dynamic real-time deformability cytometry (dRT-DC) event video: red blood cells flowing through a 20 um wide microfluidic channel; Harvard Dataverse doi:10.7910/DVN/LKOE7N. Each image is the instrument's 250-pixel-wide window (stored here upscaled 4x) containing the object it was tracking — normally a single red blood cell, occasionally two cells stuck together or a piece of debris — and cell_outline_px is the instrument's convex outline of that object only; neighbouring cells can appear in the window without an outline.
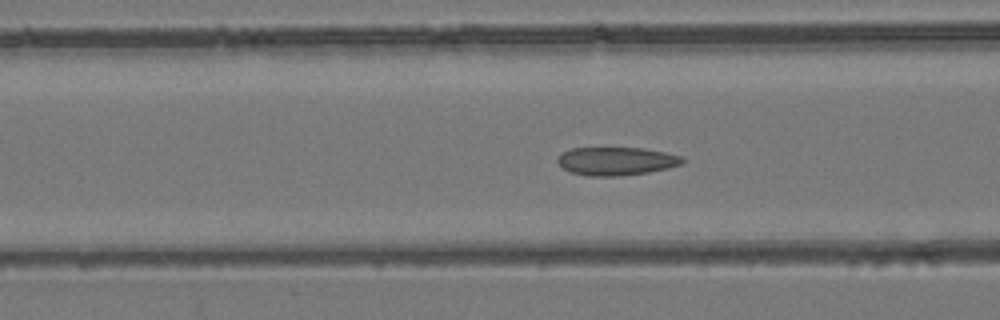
{"species": "common noctule bat (a hibernating species)", "species_latin": "Nyctalus noctula", "temperature_condition": "room temperature", "stored_images_in_passage": 55, "camera_frame_rate_fps": 3000, "um_per_image_px": 0.085, "animal": {"sex": "female", "body_mass_g": 24.6, "forearm_length_mm": 56.2}, "frame": {"image": 1, "passage_image": 22, "time_ms": 7.0, "image_size_px": [1000, 320], "cell_outline_px": [[684, 160], [680, 164], [668, 168], [648, 172], [616, 176], [588, 176], [572, 172], [564, 168], [556, 160], [556, 156], [560, 152], [572, 148], [644, 148], [684, 156]], "centroid_in_image_um": [52.36, 13.68], "position_along_channel_um": 114.2, "area_um2": 20.52}}
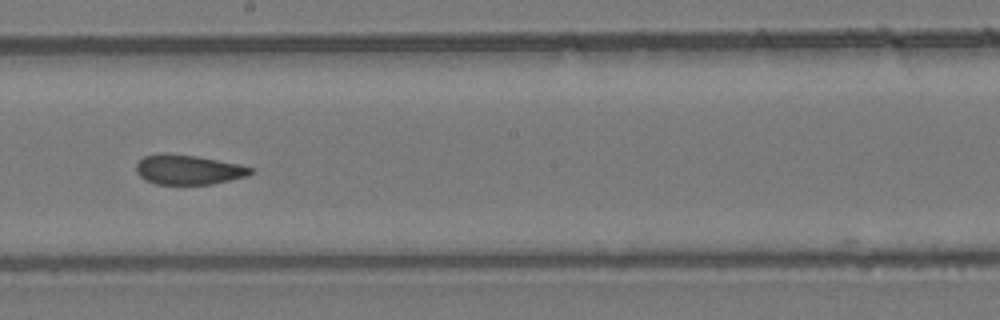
{"frame": {"image": 2, "passage_image": 31, "time_ms": 10.0, "image_size_px": [1000, 320], "cell_outline_px": [[252, 172], [248, 176], [212, 184], [156, 184], [144, 180], [136, 172], [136, 164], [144, 156], [160, 152], [168, 152], [196, 156], [240, 164], [252, 168]], "centroid_in_image_um": [15.97, 14.41], "position_along_channel_um": 232.2, "area_um2": 20.0}}
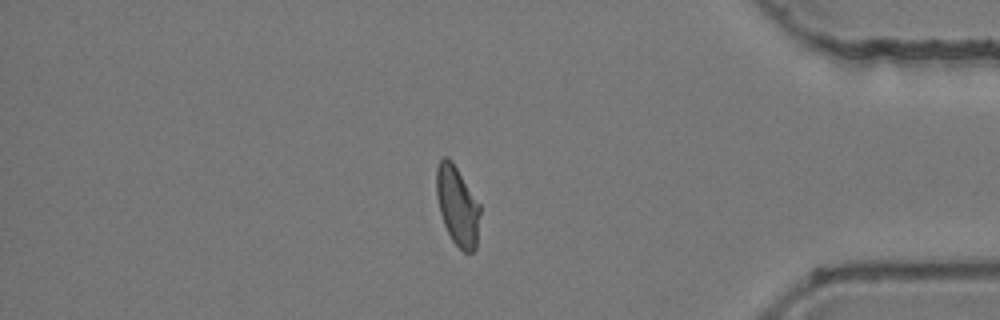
{"frame": {"image": 3, "passage_image": 46, "time_ms": 15.0, "image_size_px": [1000, 320], "cell_outline_px": [[480, 212], [476, 248], [472, 252], [464, 252], [452, 240], [444, 224], [440, 212], [436, 196], [436, 168], [440, 160], [444, 156], [448, 156], [452, 160], [480, 204]], "centroid_in_image_um": [38.87, 17.46], "position_along_channel_um": 396.3, "area_um2": 20.17}}